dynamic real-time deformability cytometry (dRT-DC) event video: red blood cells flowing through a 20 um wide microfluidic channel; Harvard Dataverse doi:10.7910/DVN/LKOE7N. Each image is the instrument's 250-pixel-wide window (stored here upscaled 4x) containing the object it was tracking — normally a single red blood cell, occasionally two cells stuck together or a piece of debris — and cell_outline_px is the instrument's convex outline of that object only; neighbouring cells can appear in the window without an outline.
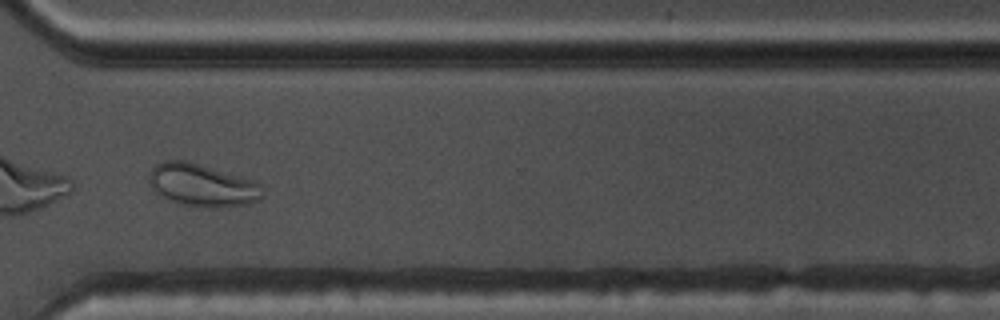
{"species": "common noctule bat (a hibernating species)", "species_latin": "Nyctalus noctula", "temperature_condition": "warm", "stored_images_in_passage": 46, "camera_frame_rate_fps": 3000, "um_per_image_px": 0.085, "animal": {"sex": "male", "body_mass_g": 17.5, "forearm_length_mm": 52.3}, "frame": {"image": 1, "passage_image": 33, "time_ms": 10.667, "image_size_px": [1000, 320], "cell_outline_px": [[264, 196], [260, 200], [248, 204], [220, 208], [212, 208], [184, 204], [172, 200], [156, 192], [152, 188], [148, 180], [148, 176], [152, 168], [156, 164], [164, 160], [184, 160], [200, 164], [256, 180], [264, 188]], "centroid_in_image_um": [17.26, 15.73], "position_along_channel_um": 353.3, "area_um2": 28.38}}